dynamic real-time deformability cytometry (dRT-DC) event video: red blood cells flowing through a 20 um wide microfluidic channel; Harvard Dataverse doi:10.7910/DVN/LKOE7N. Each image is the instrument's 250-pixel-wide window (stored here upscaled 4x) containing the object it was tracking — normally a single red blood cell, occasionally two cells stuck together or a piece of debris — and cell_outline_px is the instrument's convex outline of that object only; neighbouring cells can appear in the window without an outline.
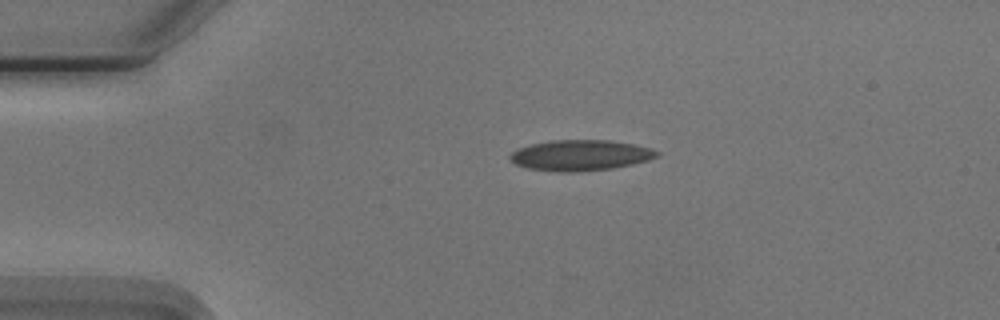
{"species": "Egyptian fruit bat (a non-hibernating species)", "species_latin": "Rousettus aegyptiacus", "temperature_condition": "cold", "stored_images_in_passage": 44, "camera_frame_rate_fps": 3000, "um_per_image_px": 0.085, "animal": {"sex": "male"}, "frame": {"image": 1, "passage_image": 1, "time_ms": 0.0, "image_size_px": [1000, 320], "cell_outline_px": [[660, 152], [656, 156], [648, 160], [632, 164], [612, 168], [572, 172], [560, 172], [528, 168], [516, 164], [508, 156], [516, 148], [532, 144], [552, 140], [612, 140], [636, 144], [652, 148]], "centroid_in_image_um": [49.34, 13.19], "position_along_channel_um": 35.7, "area_um2": 26.24}}
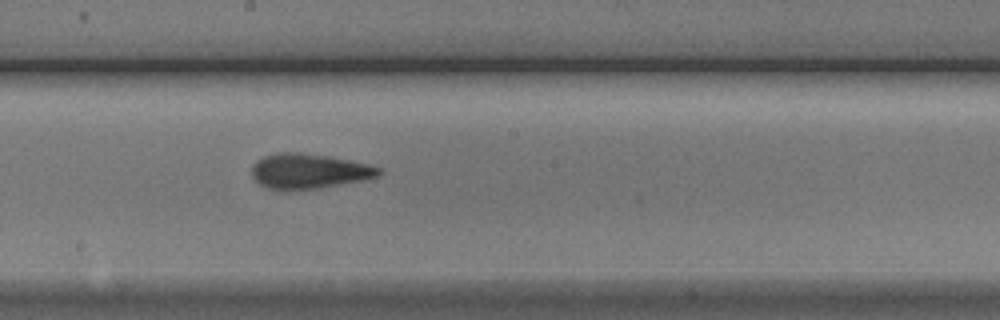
{"frame": {"image": 2, "passage_image": 19, "time_ms": 6.0, "image_size_px": [1000, 320], "cell_outline_px": [[384, 172], [376, 176], [360, 180], [316, 188], [264, 188], [252, 176], [252, 164], [256, 160], [264, 156], [276, 152], [300, 152], [328, 156], [368, 164], [380, 168]], "centroid_in_image_um": [26.21, 14.51], "position_along_channel_um": 222.0, "area_um2": 25.32}}
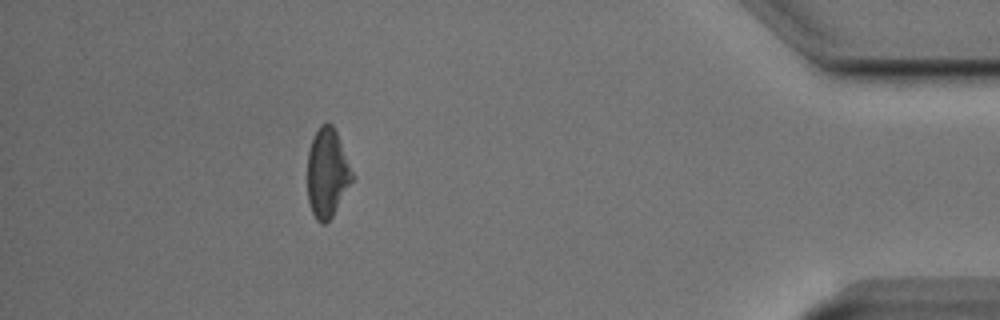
{"frame": {"image": 3, "passage_image": 38, "time_ms": 12.333, "image_size_px": [1000, 320], "cell_outline_px": [[352, 180], [332, 216], [324, 224], [320, 224], [316, 220], [312, 212], [308, 200], [308, 152], [312, 140], [320, 124], [332, 124], [336, 132], [352, 172]], "centroid_in_image_um": [27.78, 14.73], "position_along_channel_um": 407.4, "area_um2": 22.54}, "authors_computed_cell_mechanics": {"area_um2": 24.9118, "velocity_mm_per_s": 3.7583, "shape_relaxation_time_tau1_ms": 6.0443, "shape_relaxation_time_tau2_ms": 3.1694, "deformation_change_tau1": 0.1287, "deformation_change_tau2": 0.0964}}